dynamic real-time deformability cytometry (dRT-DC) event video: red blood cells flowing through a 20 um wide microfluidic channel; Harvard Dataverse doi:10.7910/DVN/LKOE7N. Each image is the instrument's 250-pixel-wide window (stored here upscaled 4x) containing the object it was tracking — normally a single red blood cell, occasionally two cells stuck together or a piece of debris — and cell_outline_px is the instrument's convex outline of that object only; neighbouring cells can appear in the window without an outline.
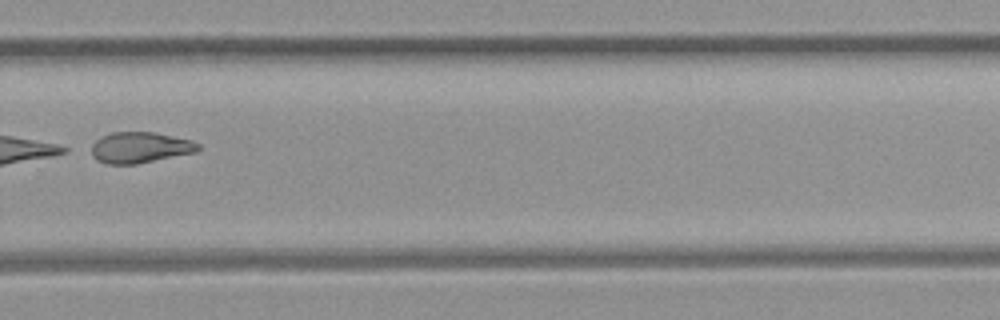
{"species": "common noctule bat (a hibernating species)", "species_latin": "Nyctalus noctula", "temperature_condition": "room temperature", "stored_images_in_passage": 32, "camera_frame_rate_fps": 3000, "um_per_image_px": 0.085, "animal": {"sex": "female", "body_mass_g": 21.9}, "frame": {"image": 1, "passage_image": 23, "time_ms": 7.333, "image_size_px": [1000, 320], "cell_outline_px": [[200, 148], [196, 152], [136, 164], [108, 164], [96, 160], [92, 156], [92, 144], [100, 136], [112, 132], [156, 132], [192, 140], [200, 144]], "centroid_in_image_um": [11.9, 12.53], "position_along_channel_um": 317.9, "area_um2": 19.36}}